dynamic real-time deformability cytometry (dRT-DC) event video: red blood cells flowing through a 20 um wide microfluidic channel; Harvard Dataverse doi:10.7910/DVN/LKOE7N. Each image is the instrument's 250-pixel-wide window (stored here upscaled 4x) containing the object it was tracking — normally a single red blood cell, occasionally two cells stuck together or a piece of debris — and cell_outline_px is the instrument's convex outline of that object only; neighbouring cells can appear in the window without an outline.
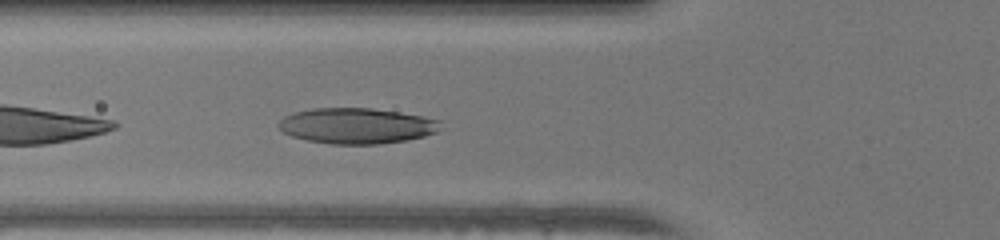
{"species": "human", "species_latin": "Homo sapiens", "temperature_condition": "warm", "stored_images_in_passage": 27, "camera_frame_rate_fps": 3000, "um_per_image_px": 0.085, "donor": {"sex": "female"}, "frame": {"image": 1, "passage_image": 3, "time_ms": 0.667, "image_size_px": [1000, 240], "cell_outline_px": [[440, 120], [436, 132], [424, 136], [408, 140], [380, 144], [332, 144], [308, 140], [292, 136], [284, 132], [276, 124], [284, 116], [296, 112], [312, 108], [372, 108], [400, 112]], "centroid_in_image_um": [30.29, 10.69], "position_along_channel_um": 95.5, "area_um2": 33.47}}
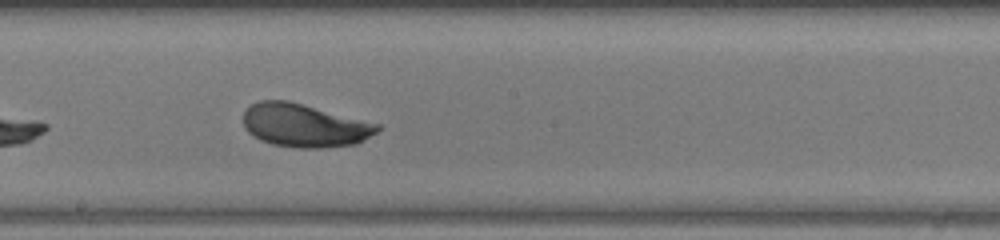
{"frame": {"image": 2, "passage_image": 12, "time_ms": 3.667, "image_size_px": [1000, 240], "cell_outline_px": [[380, 128], [376, 132], [356, 144], [320, 148], [300, 148], [272, 144], [260, 140], [248, 132], [244, 128], [244, 112], [252, 104], [260, 100], [288, 100], [380, 124]], "centroid_in_image_um": [25.86, 10.66], "position_along_channel_um": 222.3, "area_um2": 33.64}}
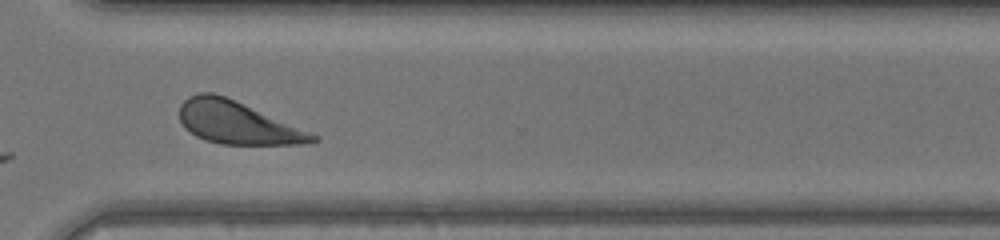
{"frame": {"image": 3, "passage_image": 21, "time_ms": 6.667, "image_size_px": [1000, 240], "cell_outline_px": [[320, 140], [304, 144], [220, 144], [204, 140], [196, 136], [184, 128], [180, 120], [180, 104], [188, 96], [200, 92], [212, 92], [224, 96], [320, 136]], "centroid_in_image_um": [20.14, 10.44], "position_along_channel_um": 350.5, "area_um2": 32.71}, "authors_computed_cell_mechanics": {"area_um2": 33.4662, "velocity_mm_per_s": 4.2409, "shape_relaxation_time_tau1_ms": 3.6711, "shape_relaxation_time_tau2_ms": null, "deformation_change_tau1": 0.1844, "deformation_change_tau2": null}}